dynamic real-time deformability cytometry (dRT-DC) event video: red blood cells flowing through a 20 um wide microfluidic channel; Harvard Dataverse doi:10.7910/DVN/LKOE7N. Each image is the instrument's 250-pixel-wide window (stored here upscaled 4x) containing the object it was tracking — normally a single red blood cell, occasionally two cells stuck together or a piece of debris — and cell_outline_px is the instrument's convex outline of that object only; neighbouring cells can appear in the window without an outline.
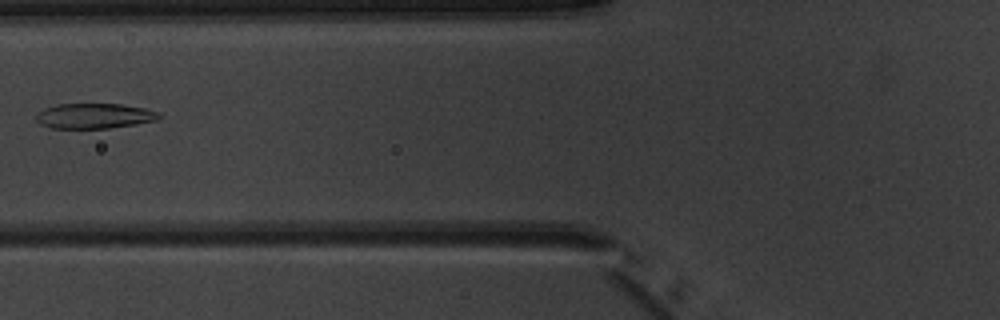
{"species": "common noctule bat (a hibernating species)", "species_latin": "Nyctalus noctula", "temperature_condition": "warm", "stored_images_in_passage": 3, "camera_frame_rate_fps": 3000, "um_per_image_px": 0.085, "animal": {"sex": "male", "body_mass_g": 20.1, "forearm_length_mm": 53.5}, "frame": {"image": 1, "passage_image": 2, "time_ms": 1.333, "image_size_px": [1000, 320], "cell_outline_px": [[164, 116], [160, 120], [136, 124], [108, 128], [52, 128], [40, 124], [36, 120], [36, 112], [44, 108], [56, 104], [120, 104], [144, 108], [156, 112]], "centroid_in_image_um": [8.02, 9.85], "position_along_channel_um": 117.8, "area_um2": 18.15}}
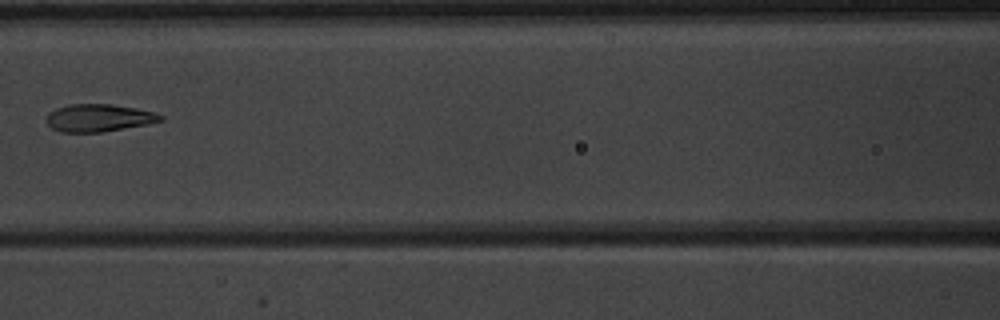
{"frame": {"image": 2, "passage_image": 3, "time_ms": 2.333, "image_size_px": [1000, 320], "cell_outline_px": [[164, 120], [148, 124], [104, 132], [60, 132], [52, 128], [48, 124], [48, 112], [56, 108], [68, 104], [112, 104], [136, 108], [152, 112], [164, 116]], "centroid_in_image_um": [8.4, 10.02], "position_along_channel_um": 158.2, "area_um2": 18.32}}